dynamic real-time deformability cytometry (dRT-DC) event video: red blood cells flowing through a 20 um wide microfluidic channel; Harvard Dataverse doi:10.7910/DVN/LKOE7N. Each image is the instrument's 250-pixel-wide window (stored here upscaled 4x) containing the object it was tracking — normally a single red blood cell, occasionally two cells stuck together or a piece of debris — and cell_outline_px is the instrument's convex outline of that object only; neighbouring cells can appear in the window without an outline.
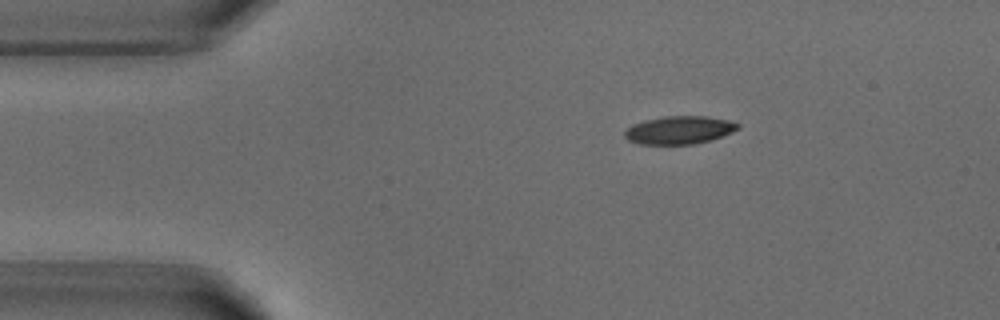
{"species": "common noctule bat (a hibernating species)", "species_latin": "Nyctalus noctula", "temperature_condition": "warm", "stored_images_in_passage": 5, "camera_frame_rate_fps": 3000, "um_per_image_px": 0.085, "animal": {"sex": "male", "body_mass_g": 18.8}, "frame": {"image": 1, "passage_image": 1, "time_ms": 0.0, "image_size_px": [1000, 320], "cell_outline_px": [[740, 128], [724, 136], [712, 140], [696, 144], [640, 144], [628, 140], [624, 136], [624, 132], [632, 124], [644, 120], [664, 116], [708, 116], [728, 120], [740, 124]], "centroid_in_image_um": [57.76, 11.05], "position_along_channel_um": 27.2, "area_um2": 18.67}}
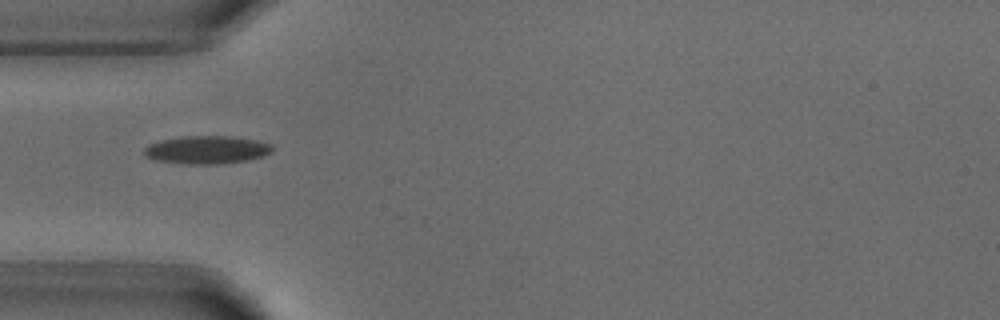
{"frame": {"image": 2, "passage_image": 3, "time_ms": 2.333, "image_size_px": [1000, 320], "cell_outline_px": [[272, 152], [264, 156], [248, 160], [220, 164], [188, 164], [156, 160], [144, 156], [144, 148], [148, 144], [160, 140], [180, 136], [232, 136], [256, 140], [272, 144]], "centroid_in_image_um": [17.57, 12.73], "position_along_channel_um": 67.4, "area_um2": 21.1}}